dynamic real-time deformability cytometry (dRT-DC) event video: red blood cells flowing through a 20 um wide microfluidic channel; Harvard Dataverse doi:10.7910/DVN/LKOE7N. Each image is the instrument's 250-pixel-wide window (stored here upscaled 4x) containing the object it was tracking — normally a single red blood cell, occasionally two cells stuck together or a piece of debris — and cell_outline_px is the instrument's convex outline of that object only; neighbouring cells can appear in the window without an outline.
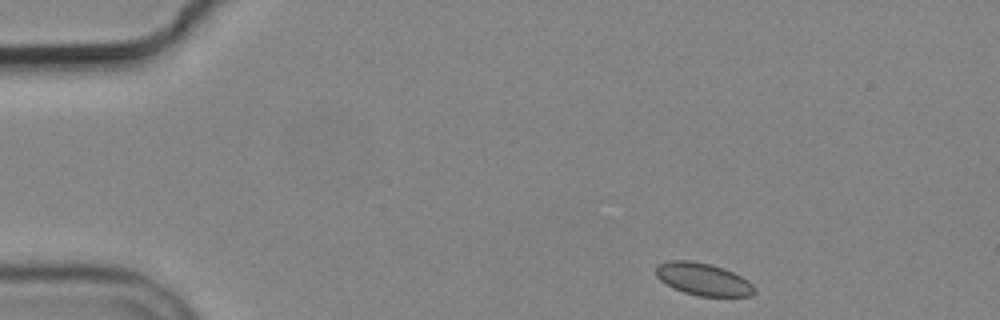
{"species": "common noctule bat (a hibernating species)", "species_latin": "Nyctalus noctula", "temperature_condition": "cold", "stored_images_in_passage": 4, "camera_frame_rate_fps": 3000, "um_per_image_px": 0.085, "animal": {"sex": "male", "body_mass_g": 19.2, "forearm_length_mm": 51.8}, "frame": {"image": 1, "passage_image": 1, "time_ms": 0.0, "image_size_px": [1000, 320], "cell_outline_px": [[756, 292], [752, 296], [700, 296], [684, 292], [660, 280], [656, 276], [656, 268], [660, 264], [672, 260], [688, 260], [708, 264], [724, 268], [748, 280], [756, 288]], "centroid_in_image_um": [59.81, 23.74], "position_along_channel_um": 25.2, "area_um2": 18.32}}
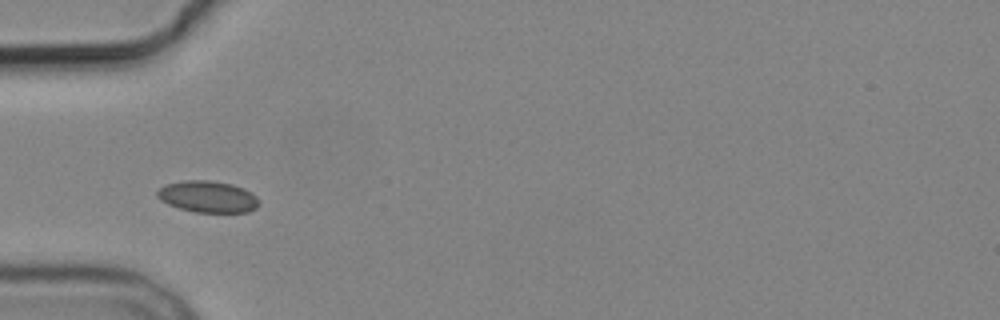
{"frame": {"image": 2, "passage_image": 4, "time_ms": 3.333, "image_size_px": [1000, 320], "cell_outline_px": [[260, 204], [256, 208], [248, 212], [196, 212], [180, 208], [168, 204], [160, 200], [156, 196], [156, 192], [164, 184], [184, 180], [208, 180], [232, 184], [256, 196], [260, 200]], "centroid_in_image_um": [17.64, 16.72], "position_along_channel_um": 67.4, "area_um2": 18.67}}